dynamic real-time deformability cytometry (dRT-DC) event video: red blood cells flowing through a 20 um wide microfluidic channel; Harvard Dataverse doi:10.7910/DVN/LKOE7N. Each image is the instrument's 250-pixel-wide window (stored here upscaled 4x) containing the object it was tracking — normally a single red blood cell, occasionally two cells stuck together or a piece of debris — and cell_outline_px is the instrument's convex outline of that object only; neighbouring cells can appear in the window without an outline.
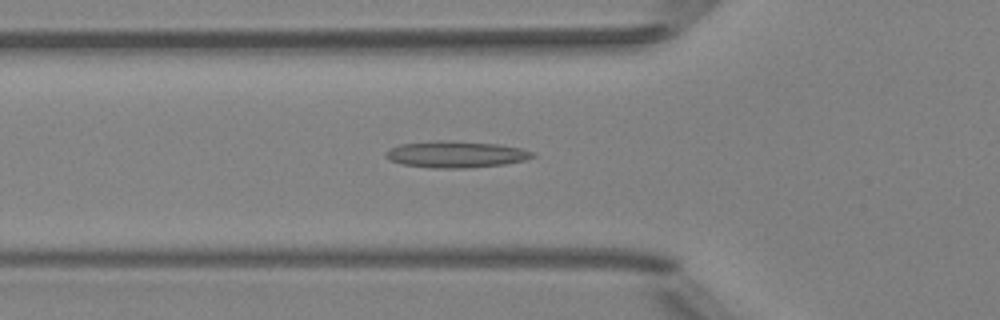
{"species": "Egyptian fruit bat (a non-hibernating species)", "species_latin": "Rousettus aegyptiacus", "temperature_condition": "room temperature", "stored_images_in_passage": 50, "camera_frame_rate_fps": 3000, "um_per_image_px": 0.085, "animal": {"sex": "female"}, "frame": {"image": 1, "passage_image": 17, "time_ms": 5.333, "image_size_px": [1000, 320], "cell_outline_px": [[536, 156], [524, 160], [504, 164], [468, 168], [428, 168], [404, 164], [392, 160], [388, 156], [388, 152], [392, 148], [400, 144], [440, 140], [496, 144], [520, 148], [532, 152]], "centroid_in_image_um": [38.8, 13.13], "position_along_channel_um": 87.0, "area_um2": 22.2}}
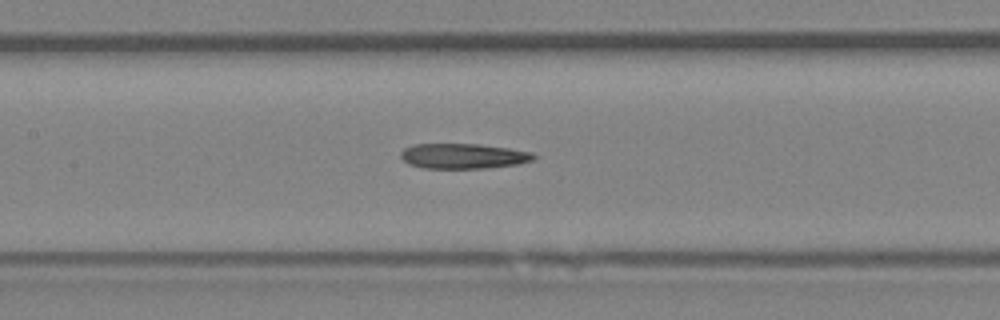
{"frame": {"image": 2, "passage_image": 23, "time_ms": 7.333, "image_size_px": [1000, 320], "cell_outline_px": [[536, 156], [532, 160], [520, 164], [488, 168], [424, 168], [408, 164], [400, 156], [400, 152], [404, 148], [412, 144], [480, 144], [508, 148], [532, 152]], "centroid_in_image_um": [39.37, 13.26], "position_along_channel_um": 168.0, "area_um2": 19.59}}
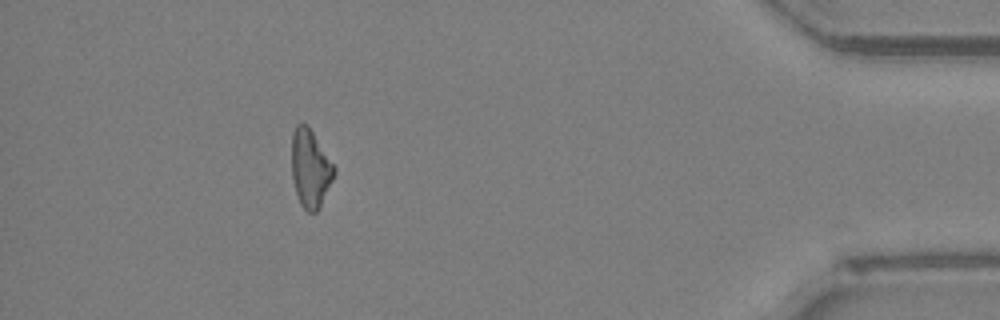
{"frame": {"image": 3, "passage_image": 45, "time_ms": 14.667, "image_size_px": [1000, 320], "cell_outline_px": [[336, 172], [316, 212], [308, 212], [300, 204], [296, 192], [292, 176], [292, 132], [296, 124], [308, 124], [336, 168]], "centroid_in_image_um": [26.37, 14.27], "position_along_channel_um": 408.8, "area_um2": 19.07}}